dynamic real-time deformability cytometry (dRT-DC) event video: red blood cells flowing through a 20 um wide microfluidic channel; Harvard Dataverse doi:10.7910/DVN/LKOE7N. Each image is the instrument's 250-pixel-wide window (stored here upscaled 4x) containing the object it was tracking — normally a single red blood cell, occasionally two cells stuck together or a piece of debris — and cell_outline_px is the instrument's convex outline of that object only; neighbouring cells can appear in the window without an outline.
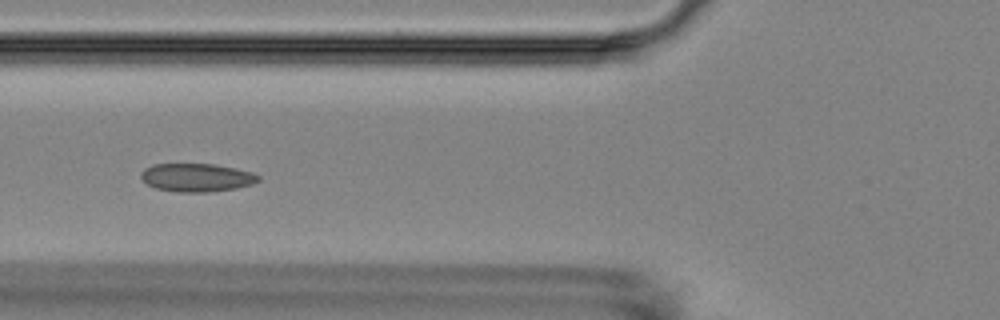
{"species": "Egyptian fruit bat (a non-hibernating species)", "species_latin": "Rousettus aegyptiacus", "temperature_condition": "room temperature", "stored_images_in_passage": 7, "camera_frame_rate_fps": 3000, "um_per_image_px": 0.085, "animal": {"sex": "female"}, "frame": {"image": 1, "passage_image": 5, "time_ms": 5.667, "image_size_px": [1000, 320], "cell_outline_px": [[260, 180], [252, 184], [236, 188], [208, 192], [176, 192], [156, 188], [148, 184], [140, 176], [140, 172], [144, 168], [152, 164], [212, 164], [236, 168], [252, 172], [260, 176]], "centroid_in_image_um": [16.72, 15.09], "position_along_channel_um": 109.1, "area_um2": 19.36}}
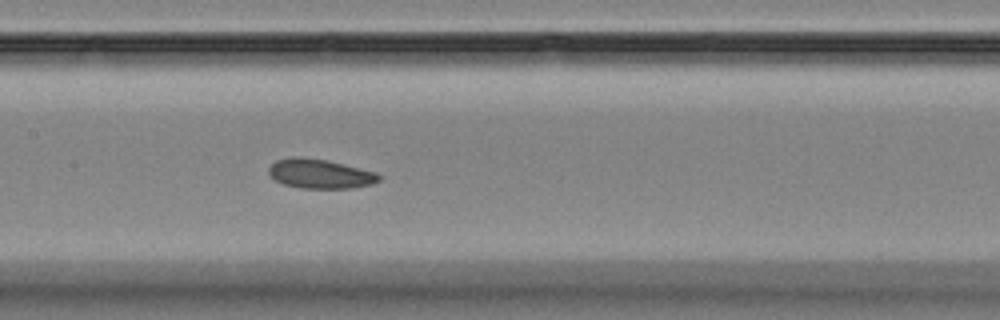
{"frame": {"image": 2, "passage_image": 7, "time_ms": 7.667, "image_size_px": [1000, 320], "cell_outline_px": [[380, 180], [372, 184], [352, 188], [300, 188], [284, 184], [276, 180], [268, 172], [268, 168], [276, 160], [292, 156], [296, 156], [328, 160], [376, 172], [380, 176]], "centroid_in_image_um": [27.2, 14.76], "position_along_channel_um": 180.2, "area_um2": 18.84}}